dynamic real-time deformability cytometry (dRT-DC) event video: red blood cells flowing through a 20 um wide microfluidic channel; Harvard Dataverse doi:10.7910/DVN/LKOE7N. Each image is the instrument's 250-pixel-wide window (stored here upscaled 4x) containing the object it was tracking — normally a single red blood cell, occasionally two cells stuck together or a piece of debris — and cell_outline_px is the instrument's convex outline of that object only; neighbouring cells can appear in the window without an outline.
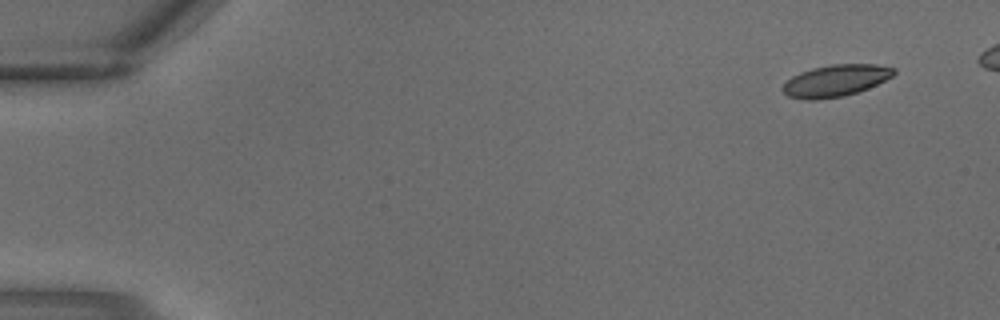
{"species": "common noctule bat (a hibernating species)", "species_latin": "Nyctalus noctula", "temperature_condition": "warm", "stored_images_in_passage": 2, "camera_frame_rate_fps": 3000, "um_per_image_px": 0.085, "animal": {"sex": "male", "body_mass_g": 18.8}, "frame": {"image": 1, "passage_image": 1, "time_ms": 0.0, "image_size_px": [1000, 320], "cell_outline_px": [[896, 72], [892, 76], [868, 88], [844, 96], [816, 100], [804, 100], [788, 96], [780, 88], [792, 76], [800, 72], [812, 68], [832, 64], [876, 64], [896, 68]], "centroid_in_image_um": [71.01, 6.85], "position_along_channel_um": 14.0, "area_um2": 20.58}}